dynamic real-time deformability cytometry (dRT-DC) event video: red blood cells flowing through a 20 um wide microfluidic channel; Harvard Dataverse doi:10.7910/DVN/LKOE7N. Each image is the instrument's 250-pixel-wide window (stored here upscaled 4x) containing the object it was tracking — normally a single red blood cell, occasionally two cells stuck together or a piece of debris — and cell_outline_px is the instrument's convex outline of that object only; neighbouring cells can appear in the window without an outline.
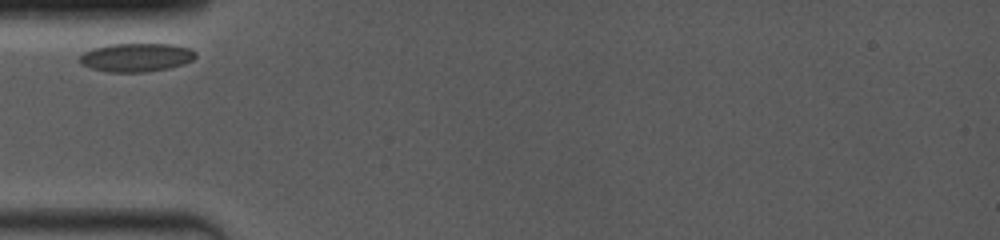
{"species": "common noctule bat (a hibernating species)", "species_latin": "Nyctalus noctula", "temperature_condition": "room temperature", "stored_images_in_passage": 2, "camera_frame_rate_fps": 4000, "um_per_image_px": 0.085, "animal": {"sex": "female", "body_mass_g": 19.0, "forearm_length_mm": 53.3}, "frame": {"image": 1, "passage_image": 1, "time_ms": 0.0, "image_size_px": [1000, 240], "cell_outline_px": [[196, 56], [192, 60], [184, 64], [168, 68], [148, 72], [108, 72], [88, 68], [80, 64], [80, 56], [84, 52], [92, 48], [108, 44], [172, 44], [188, 48], [196, 52]], "centroid_in_image_um": [11.55, 4.88], "position_along_channel_um": 73.4, "area_um2": 19.42}}